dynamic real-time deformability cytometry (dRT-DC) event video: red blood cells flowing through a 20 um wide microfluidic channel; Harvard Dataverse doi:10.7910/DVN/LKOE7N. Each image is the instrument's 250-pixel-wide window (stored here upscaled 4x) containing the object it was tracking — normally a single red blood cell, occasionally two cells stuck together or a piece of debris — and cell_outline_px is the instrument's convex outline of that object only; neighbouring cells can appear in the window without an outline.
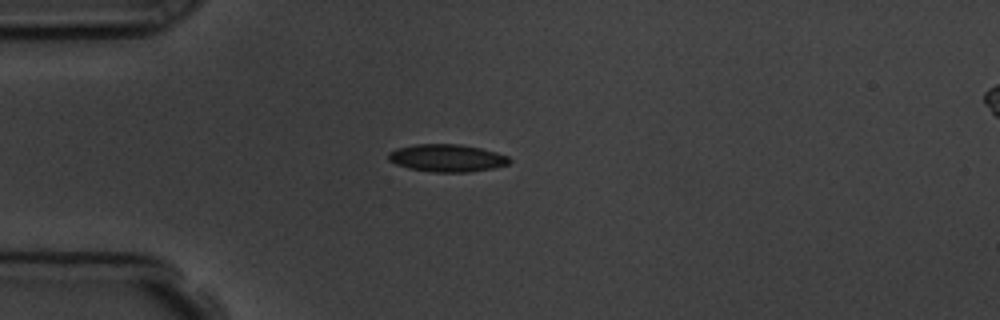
{"species": "common noctule bat (a hibernating species)", "species_latin": "Nyctalus noctula", "temperature_condition": "room temperature", "stored_images_in_passage": 4, "camera_frame_rate_fps": 3000, "um_per_image_px": 0.085, "animal": {"sex": "male", "body_mass_g": 19.5, "forearm_length_mm": 54.6}, "frame": {"image": 1, "passage_image": 4, "time_ms": 3.333, "image_size_px": [1000, 320], "cell_outline_px": [[512, 160], [508, 164], [496, 168], [468, 172], [432, 172], [408, 168], [396, 164], [388, 160], [388, 152], [396, 148], [416, 144], [460, 144], [480, 148], [496, 152], [508, 156]], "centroid_in_image_um": [38.0, 13.43], "position_along_channel_um": 47.0, "area_um2": 19.54}}